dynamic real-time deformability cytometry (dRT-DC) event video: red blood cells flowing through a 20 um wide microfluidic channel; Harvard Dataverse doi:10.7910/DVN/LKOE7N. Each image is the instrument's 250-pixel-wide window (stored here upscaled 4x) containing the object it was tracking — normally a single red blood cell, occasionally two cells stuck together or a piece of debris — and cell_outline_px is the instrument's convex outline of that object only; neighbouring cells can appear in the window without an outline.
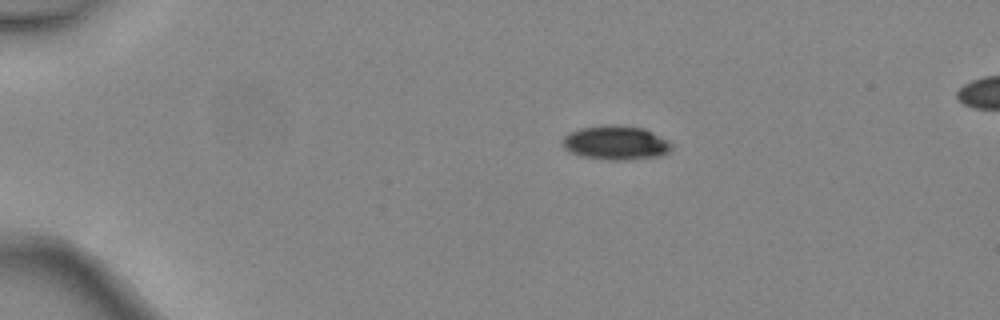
{"species": "common noctule bat (a hibernating species)", "species_latin": "Nyctalus noctula", "temperature_condition": "warm", "stored_images_in_passage": 2, "camera_frame_rate_fps": 3000, "um_per_image_px": 0.085, "animal": {"sex": "female", "body_mass_g": 24.6, "forearm_length_mm": 56.2}, "frame": {"image": 1, "passage_image": 1, "time_ms": 0.0, "image_size_px": [1000, 320], "cell_outline_px": [[672, 148], [668, 152], [660, 156], [624, 160], [612, 160], [584, 156], [572, 152], [564, 148], [560, 140], [564, 136], [580, 128], [608, 124], [616, 124], [644, 128], [668, 140], [672, 144]], "centroid_in_image_um": [52.35, 12.12], "position_along_channel_um": 32.6, "area_um2": 21.62}}